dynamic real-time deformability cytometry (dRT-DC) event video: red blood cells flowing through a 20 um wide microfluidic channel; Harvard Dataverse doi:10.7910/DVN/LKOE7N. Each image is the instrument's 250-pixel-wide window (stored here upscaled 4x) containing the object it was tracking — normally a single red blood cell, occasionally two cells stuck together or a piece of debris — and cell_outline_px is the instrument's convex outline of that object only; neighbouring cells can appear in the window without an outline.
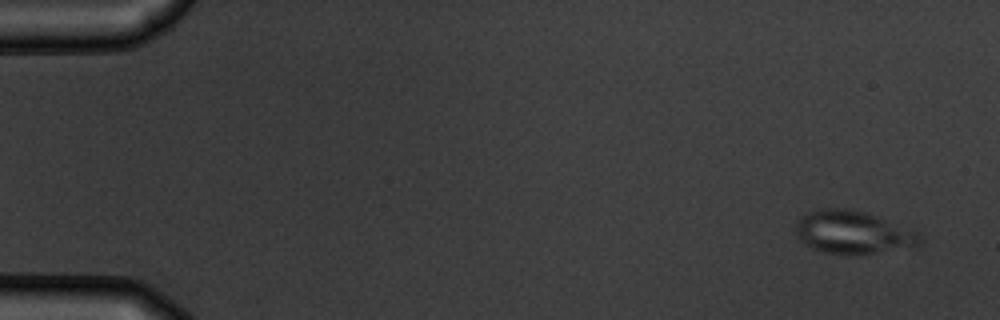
{"species": "common noctule bat (a hibernating species)", "species_latin": "Nyctalus noctula", "temperature_condition": "warm", "stored_images_in_passage": 6, "camera_frame_rate_fps": 3000, "um_per_image_px": 0.085, "animal": {"sex": "male", "body_mass_g": 19.5, "forearm_length_mm": 54.6}, "frame": {"image": 1, "passage_image": 1, "time_ms": 0.0, "image_size_px": [1000, 320], "cell_outline_px": [[924, 240], [916, 248], [860, 256], [848, 256], [824, 252], [812, 248], [800, 240], [796, 232], [796, 220], [800, 216], [808, 212], [820, 208], [848, 208], [864, 212], [876, 216], [916, 232], [924, 236]], "centroid_in_image_um": [72.54, 19.79], "position_along_channel_um": 12.5, "area_um2": 31.91}}